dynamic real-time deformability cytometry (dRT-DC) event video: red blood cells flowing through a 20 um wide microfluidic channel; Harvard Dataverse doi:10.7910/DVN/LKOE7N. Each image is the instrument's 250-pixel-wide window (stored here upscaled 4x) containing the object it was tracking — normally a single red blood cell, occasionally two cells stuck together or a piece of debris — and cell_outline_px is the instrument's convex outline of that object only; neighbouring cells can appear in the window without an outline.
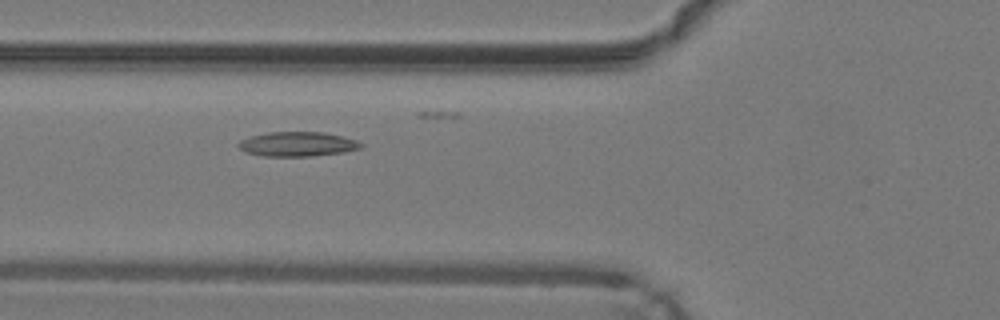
{"species": "common noctule bat (a hibernating species)", "species_latin": "Nyctalus noctula", "temperature_condition": "warm", "stored_images_in_passage": 39, "camera_frame_rate_fps": 3000, "um_per_image_px": 0.085, "animal": {"sex": "male", "body_mass_g": 19.2, "forearm_length_mm": 51.8}, "frame": {"image": 1, "passage_image": 19, "time_ms": 6.0, "image_size_px": [1000, 320], "cell_outline_px": [[364, 144], [360, 148], [344, 152], [312, 156], [264, 156], [248, 152], [240, 148], [236, 144], [240, 140], [252, 136], [268, 132], [324, 132], [356, 140]], "centroid_in_image_um": [25.29, 12.25], "position_along_channel_um": 100.5, "area_um2": 17.34}}
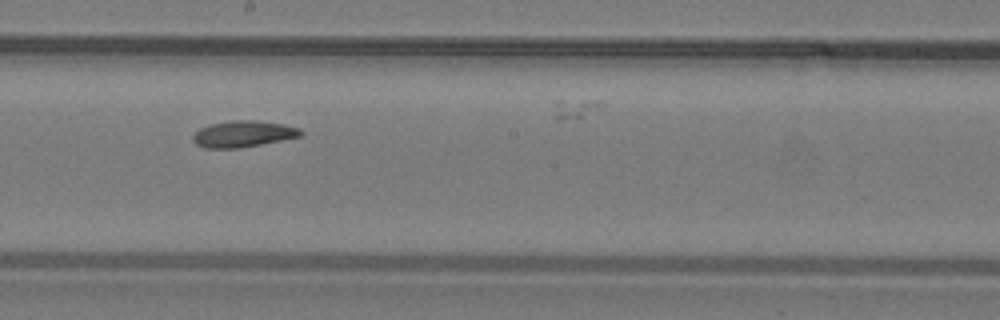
{"frame": {"image": 2, "passage_image": 28, "time_ms": 9.0, "image_size_px": [1000, 320], "cell_outline_px": [[304, 136], [240, 148], [204, 148], [196, 144], [192, 140], [192, 136], [200, 128], [208, 124], [232, 120], [256, 120], [284, 124], [300, 128], [304, 132]], "centroid_in_image_um": [20.7, 11.38], "position_along_channel_um": 227.5, "area_um2": 16.82}}
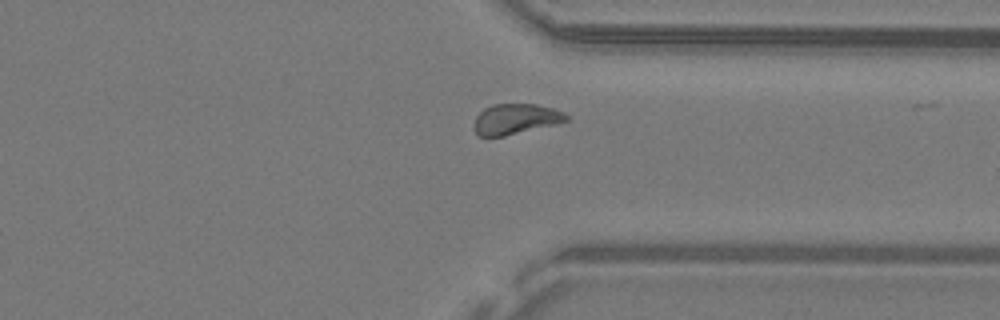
{"frame": {"image": 3, "passage_image": 38, "time_ms": 12.333, "image_size_px": [1000, 320], "cell_outline_px": [[568, 120], [504, 136], [480, 136], [476, 132], [476, 116], [484, 108], [492, 104], [536, 104], [552, 108], [564, 112], [568, 116]], "centroid_in_image_um": [43.82, 10.09], "position_along_channel_um": 367.6, "area_um2": 15.9}}